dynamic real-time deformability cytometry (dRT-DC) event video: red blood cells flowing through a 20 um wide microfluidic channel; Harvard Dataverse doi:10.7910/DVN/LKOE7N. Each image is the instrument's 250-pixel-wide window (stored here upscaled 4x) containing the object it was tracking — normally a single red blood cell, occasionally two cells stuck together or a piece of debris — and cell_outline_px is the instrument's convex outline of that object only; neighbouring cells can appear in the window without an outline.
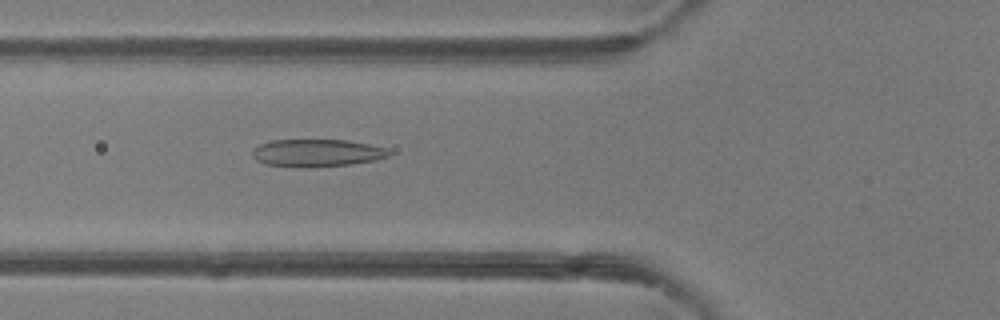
{"species": "common noctule bat (a hibernating species)", "species_latin": "Nyctalus noctula", "temperature_condition": "room temperature", "stored_images_in_passage": 49, "camera_frame_rate_fps": 3000, "um_per_image_px": 0.085, "animal": {"sex": "female"}, "frame": {"image": 1, "passage_image": 18, "time_ms": 5.667, "image_size_px": [1000, 320], "cell_outline_px": [[388, 156], [372, 160], [352, 164], [308, 168], [300, 168], [268, 164], [256, 160], [252, 156], [252, 148], [260, 144], [272, 140], [348, 140], [388, 148]], "centroid_in_image_um": [26.89, 13.0], "position_along_channel_um": 98.9, "area_um2": 21.91}}
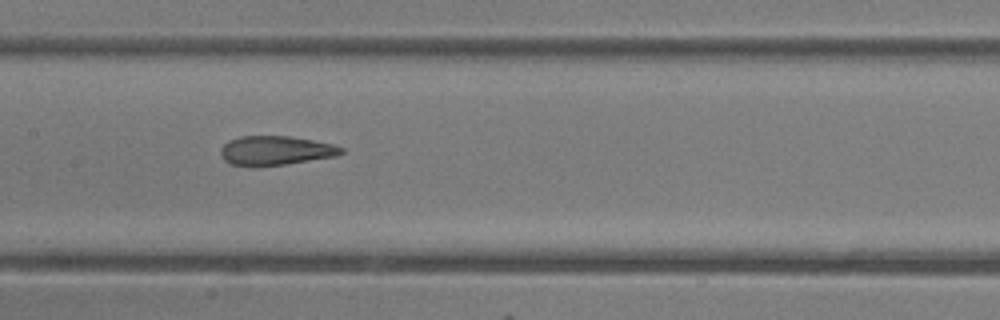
{"frame": {"image": 2, "passage_image": 24, "time_ms": 7.667, "image_size_px": [1000, 320], "cell_outline_px": [[344, 152], [336, 156], [284, 164], [252, 168], [232, 164], [224, 160], [220, 156], [220, 148], [228, 140], [240, 136], [288, 136], [312, 140], [332, 144], [344, 148]], "centroid_in_image_um": [23.36, 12.81], "position_along_channel_um": 184.0, "area_um2": 20.75}}
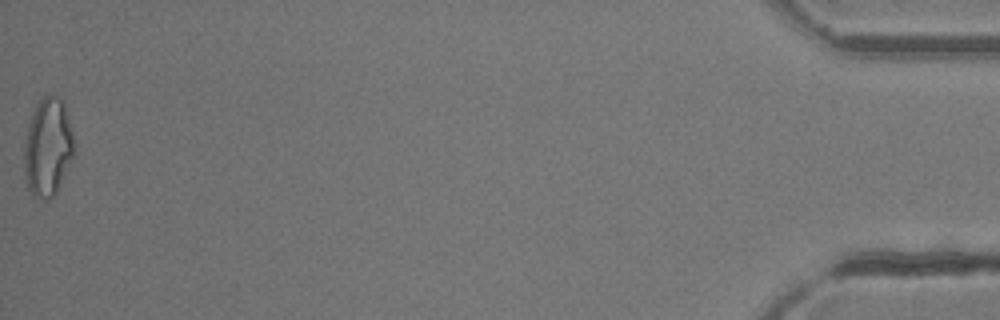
{"frame": {"image": 3, "passage_image": 49, "time_ms": 16.0, "image_size_px": [1000, 320], "cell_outline_px": [[76, 152], [56, 192], [48, 200], [44, 200], [32, 196], [28, 188], [24, 176], [24, 144], [28, 124], [32, 112], [36, 104], [48, 92], [56, 96], [64, 104], [76, 144]], "centroid_in_image_um": [4.07, 12.52], "position_along_channel_um": 431.1, "area_um2": 29.07}, "authors_computed_cell_mechanics": {"area_um2": 22.542, "velocity_mm_per_s": 4.2083, "shape_relaxation_time_tau1_ms": null, "shape_relaxation_time_tau2_ms": 0.9506, "deformation_change_tau1": null, "deformation_change_tau2": 0.0973}}